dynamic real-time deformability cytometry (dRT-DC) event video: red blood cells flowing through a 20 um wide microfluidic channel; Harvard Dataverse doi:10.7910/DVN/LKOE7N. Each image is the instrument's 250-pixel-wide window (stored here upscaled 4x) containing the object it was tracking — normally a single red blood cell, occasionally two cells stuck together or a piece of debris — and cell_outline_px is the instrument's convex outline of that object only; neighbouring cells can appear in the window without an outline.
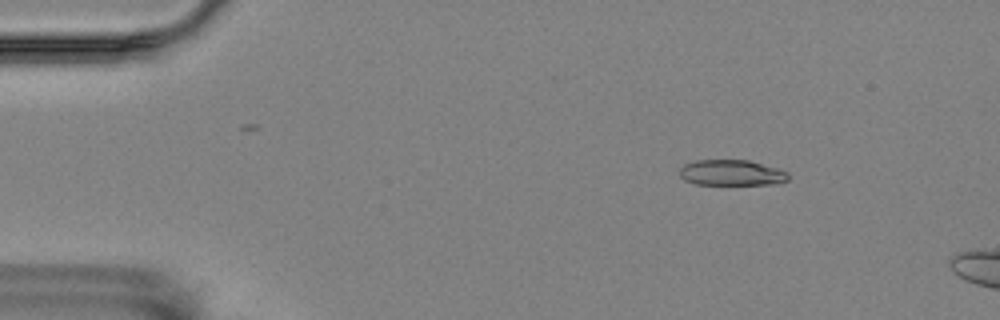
{"species": "Egyptian fruit bat (a non-hibernating species)", "species_latin": "Rousettus aegyptiacus", "temperature_condition": "room temperature", "stored_images_in_passage": 8, "camera_frame_rate_fps": 3000, "um_per_image_px": 0.085, "animal": {"sex": "female"}, "frame": {"image": 1, "passage_image": 7, "time_ms": 2.0, "image_size_px": [1000, 320], "cell_outline_px": [[788, 180], [776, 184], [696, 184], [684, 180], [680, 176], [680, 168], [684, 164], [696, 160], [748, 160], [776, 168], [788, 172]], "centroid_in_image_um": [62.16, 14.68], "position_along_channel_um": 22.8, "area_um2": 16.18}}